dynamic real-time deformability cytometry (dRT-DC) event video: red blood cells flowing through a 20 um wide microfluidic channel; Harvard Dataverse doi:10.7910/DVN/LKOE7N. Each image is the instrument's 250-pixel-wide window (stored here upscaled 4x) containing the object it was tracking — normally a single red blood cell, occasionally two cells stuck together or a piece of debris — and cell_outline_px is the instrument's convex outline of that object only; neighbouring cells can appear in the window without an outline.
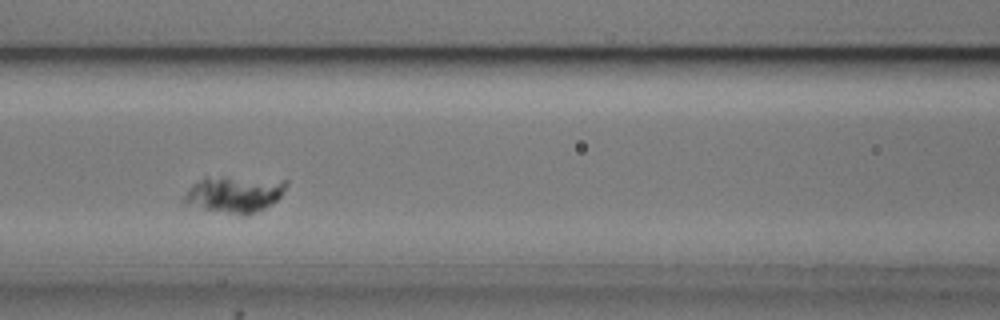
{"species": "common noctule bat (a hibernating species)", "species_latin": "Nyctalus noctula", "temperature_condition": "cold", "stored_images_in_passage": 6, "camera_frame_rate_fps": 3000, "um_per_image_px": 0.085, "animal": {"sex": "male", "body_mass_g": 20.5, "forearm_length_mm": 52.5}, "frame": {"image": 1, "passage_image": 4, "time_ms": 3.333, "image_size_px": [1000, 320], "cell_outline_px": [[288, 184], [280, 196], [272, 204], [248, 216], [240, 216], [180, 204], [180, 200], [192, 184], [204, 176], [224, 176], [288, 180]], "centroid_in_image_um": [19.87, 16.51], "position_along_channel_um": 146.7, "area_um2": 22.48}}
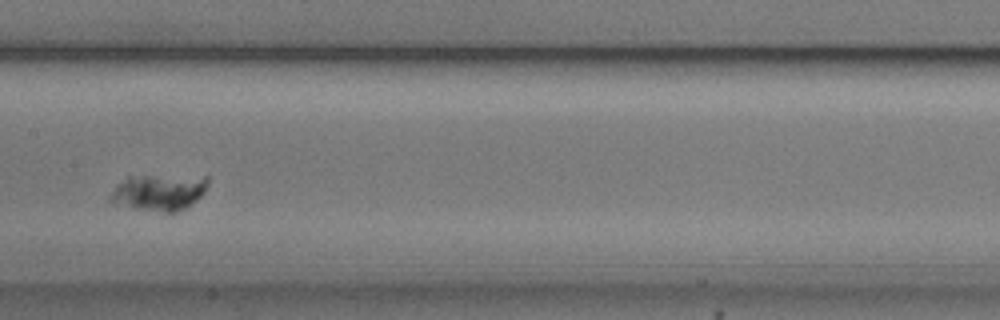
{"frame": {"image": 2, "passage_image": 5, "time_ms": 4.667, "image_size_px": [1000, 320], "cell_outline_px": [[208, 184], [204, 192], [196, 200], [184, 208], [176, 212], [164, 212], [136, 208], [112, 204], [108, 200], [112, 192], [128, 176], [208, 176]], "centroid_in_image_um": [13.53, 16.35], "position_along_channel_um": 193.9, "area_um2": 20.35}}
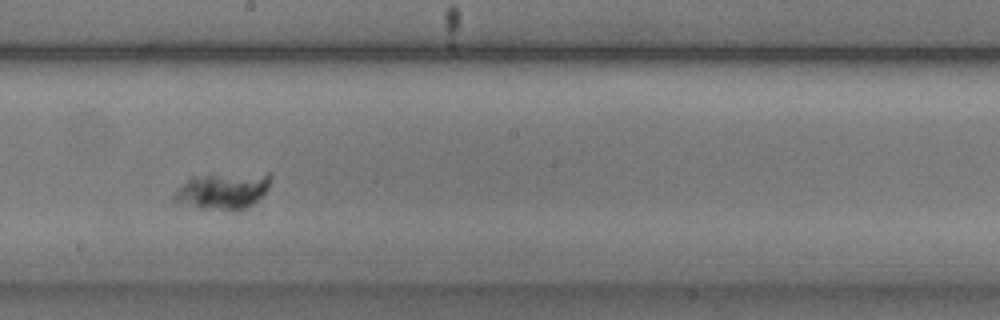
{"frame": {"image": 3, "passage_image": 6, "time_ms": 5.667, "image_size_px": [1000, 320], "cell_outline_px": [[272, 176], [268, 188], [252, 204], [236, 212], [200, 208], [172, 200], [172, 196], [192, 176], [268, 172]], "centroid_in_image_um": [18.99, 16.23], "position_along_channel_um": 229.2, "area_um2": 20.4}}